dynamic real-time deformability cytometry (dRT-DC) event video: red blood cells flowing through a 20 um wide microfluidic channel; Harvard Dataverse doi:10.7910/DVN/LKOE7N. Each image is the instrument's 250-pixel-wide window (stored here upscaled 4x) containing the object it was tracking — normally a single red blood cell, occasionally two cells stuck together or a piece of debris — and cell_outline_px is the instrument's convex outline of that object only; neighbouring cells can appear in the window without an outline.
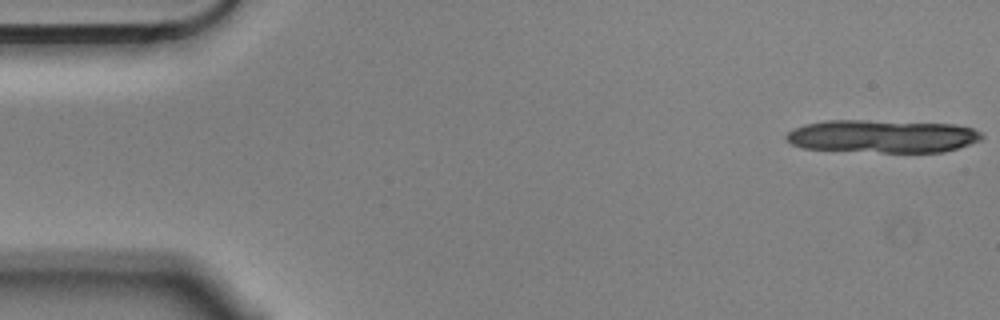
{"species": "Egyptian fruit bat (a non-hibernating species)", "species_latin": "Rousettus aegyptiacus", "temperature_condition": "cold", "stored_images_in_passage": 11, "camera_frame_rate_fps": 3000, "um_per_image_px": 0.085, "animal": {"sex": "male"}, "frame": {"image": 1, "passage_image": 1, "time_ms": 0.0, "image_size_px": [1000, 320], "cell_outline_px": [[984, 136], [980, 140], [944, 152], [880, 152], [804, 148], [792, 144], [784, 136], [792, 128], [804, 124], [828, 120], [864, 120], [956, 124], [972, 128], [980, 132]], "centroid_in_image_um": [74.99, 11.57], "position_along_channel_um": 10.0, "area_um2": 37.4}}
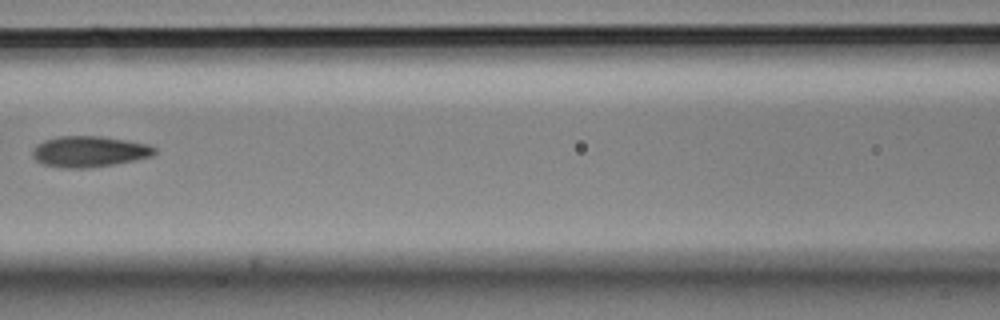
{"frame": {"image": 2, "passage_image": 7, "time_ms": 2.0, "image_size_px": [1000, 320], "cell_outline_px": [[156, 152], [152, 156], [112, 164], [88, 168], [60, 168], [44, 164], [36, 160], [32, 156], [32, 148], [36, 144], [44, 140], [60, 136], [100, 136], [148, 144], [156, 148]], "centroid_in_image_um": [7.54, 12.88], "position_along_channel_um": 159.1, "area_um2": 21.91}}
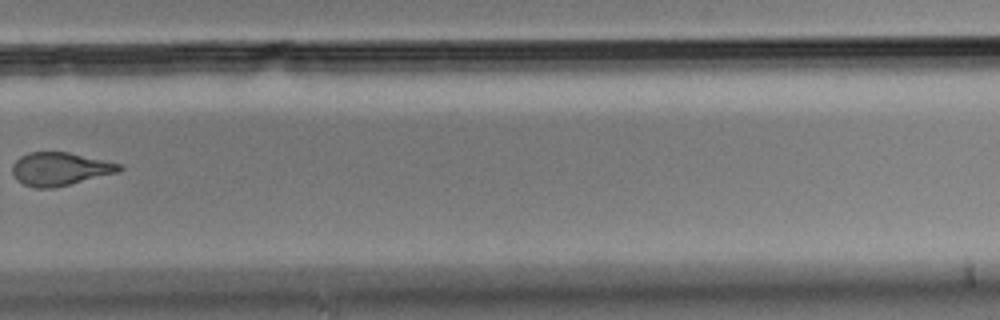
{"frame": {"image": 3, "passage_image": 11, "time_ms": 3.333, "image_size_px": [1000, 320], "cell_outline_px": [[124, 168], [120, 172], [52, 188], [36, 188], [24, 184], [16, 180], [12, 172], [12, 164], [20, 156], [28, 152], [68, 152], [124, 164]], "centroid_in_image_um": [5.12, 14.35], "position_along_channel_um": 324.7, "area_um2": 20.81}}